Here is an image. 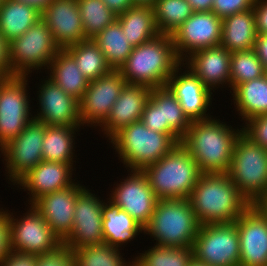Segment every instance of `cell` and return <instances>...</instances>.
Wrapping results in <instances>:
<instances>
[{
    "mask_svg": "<svg viewBox=\"0 0 267 266\" xmlns=\"http://www.w3.org/2000/svg\"><path fill=\"white\" fill-rule=\"evenodd\" d=\"M188 199L200 225L233 223L251 206L228 173H201Z\"/></svg>",
    "mask_w": 267,
    "mask_h": 266,
    "instance_id": "obj_1",
    "label": "cell"
},
{
    "mask_svg": "<svg viewBox=\"0 0 267 266\" xmlns=\"http://www.w3.org/2000/svg\"><path fill=\"white\" fill-rule=\"evenodd\" d=\"M236 128L216 117L193 121L181 144L201 173H228L235 141L242 133V128Z\"/></svg>",
    "mask_w": 267,
    "mask_h": 266,
    "instance_id": "obj_2",
    "label": "cell"
},
{
    "mask_svg": "<svg viewBox=\"0 0 267 266\" xmlns=\"http://www.w3.org/2000/svg\"><path fill=\"white\" fill-rule=\"evenodd\" d=\"M181 64L172 36L159 34L156 38L133 47L119 71L127 84L153 89L166 86L168 79Z\"/></svg>",
    "mask_w": 267,
    "mask_h": 266,
    "instance_id": "obj_3",
    "label": "cell"
},
{
    "mask_svg": "<svg viewBox=\"0 0 267 266\" xmlns=\"http://www.w3.org/2000/svg\"><path fill=\"white\" fill-rule=\"evenodd\" d=\"M107 142L128 170H143L181 143L174 135L149 129L142 121L121 128Z\"/></svg>",
    "mask_w": 267,
    "mask_h": 266,
    "instance_id": "obj_4",
    "label": "cell"
},
{
    "mask_svg": "<svg viewBox=\"0 0 267 266\" xmlns=\"http://www.w3.org/2000/svg\"><path fill=\"white\" fill-rule=\"evenodd\" d=\"M142 171L158 199H188L201 175L196 161L181 143Z\"/></svg>",
    "mask_w": 267,
    "mask_h": 266,
    "instance_id": "obj_5",
    "label": "cell"
},
{
    "mask_svg": "<svg viewBox=\"0 0 267 266\" xmlns=\"http://www.w3.org/2000/svg\"><path fill=\"white\" fill-rule=\"evenodd\" d=\"M199 227L189 199H159L143 234L158 246L193 247Z\"/></svg>",
    "mask_w": 267,
    "mask_h": 266,
    "instance_id": "obj_6",
    "label": "cell"
},
{
    "mask_svg": "<svg viewBox=\"0 0 267 266\" xmlns=\"http://www.w3.org/2000/svg\"><path fill=\"white\" fill-rule=\"evenodd\" d=\"M228 175L239 192L254 205L267 193V150L241 133L234 144Z\"/></svg>",
    "mask_w": 267,
    "mask_h": 266,
    "instance_id": "obj_7",
    "label": "cell"
},
{
    "mask_svg": "<svg viewBox=\"0 0 267 266\" xmlns=\"http://www.w3.org/2000/svg\"><path fill=\"white\" fill-rule=\"evenodd\" d=\"M59 50L48 26L40 19L22 36L9 43L13 76L31 77V73L36 70L42 72L43 69H48L50 61Z\"/></svg>",
    "mask_w": 267,
    "mask_h": 266,
    "instance_id": "obj_8",
    "label": "cell"
},
{
    "mask_svg": "<svg viewBox=\"0 0 267 266\" xmlns=\"http://www.w3.org/2000/svg\"><path fill=\"white\" fill-rule=\"evenodd\" d=\"M194 259L208 266H239L240 244L236 223L202 224L194 245Z\"/></svg>",
    "mask_w": 267,
    "mask_h": 266,
    "instance_id": "obj_9",
    "label": "cell"
},
{
    "mask_svg": "<svg viewBox=\"0 0 267 266\" xmlns=\"http://www.w3.org/2000/svg\"><path fill=\"white\" fill-rule=\"evenodd\" d=\"M27 212L17 218L9 211L11 249L30 255L55 252L63 242L46 223L42 215L29 205Z\"/></svg>",
    "mask_w": 267,
    "mask_h": 266,
    "instance_id": "obj_10",
    "label": "cell"
},
{
    "mask_svg": "<svg viewBox=\"0 0 267 266\" xmlns=\"http://www.w3.org/2000/svg\"><path fill=\"white\" fill-rule=\"evenodd\" d=\"M28 78L13 76L0 86V149L34 119L27 90Z\"/></svg>",
    "mask_w": 267,
    "mask_h": 266,
    "instance_id": "obj_11",
    "label": "cell"
},
{
    "mask_svg": "<svg viewBox=\"0 0 267 266\" xmlns=\"http://www.w3.org/2000/svg\"><path fill=\"white\" fill-rule=\"evenodd\" d=\"M45 130L46 125L33 119L16 138L0 149L9 184L12 182L14 186L22 176L43 161Z\"/></svg>",
    "mask_w": 267,
    "mask_h": 266,
    "instance_id": "obj_12",
    "label": "cell"
},
{
    "mask_svg": "<svg viewBox=\"0 0 267 266\" xmlns=\"http://www.w3.org/2000/svg\"><path fill=\"white\" fill-rule=\"evenodd\" d=\"M127 171L128 176L123 177L119 184L116 182L107 199L127 212L144 229L159 199L142 170Z\"/></svg>",
    "mask_w": 267,
    "mask_h": 266,
    "instance_id": "obj_13",
    "label": "cell"
},
{
    "mask_svg": "<svg viewBox=\"0 0 267 266\" xmlns=\"http://www.w3.org/2000/svg\"><path fill=\"white\" fill-rule=\"evenodd\" d=\"M141 121L149 129L174 135L180 141L191 125L179 101L167 86L151 90Z\"/></svg>",
    "mask_w": 267,
    "mask_h": 266,
    "instance_id": "obj_14",
    "label": "cell"
},
{
    "mask_svg": "<svg viewBox=\"0 0 267 266\" xmlns=\"http://www.w3.org/2000/svg\"><path fill=\"white\" fill-rule=\"evenodd\" d=\"M125 84L126 81L119 70H112L96 80L89 81L88 88L79 101L83 127L97 129L106 121Z\"/></svg>",
    "mask_w": 267,
    "mask_h": 266,
    "instance_id": "obj_15",
    "label": "cell"
},
{
    "mask_svg": "<svg viewBox=\"0 0 267 266\" xmlns=\"http://www.w3.org/2000/svg\"><path fill=\"white\" fill-rule=\"evenodd\" d=\"M222 19L212 11L194 12L172 34L178 58L183 61L193 52L220 46Z\"/></svg>",
    "mask_w": 267,
    "mask_h": 266,
    "instance_id": "obj_16",
    "label": "cell"
},
{
    "mask_svg": "<svg viewBox=\"0 0 267 266\" xmlns=\"http://www.w3.org/2000/svg\"><path fill=\"white\" fill-rule=\"evenodd\" d=\"M87 187L77 196L71 233L62 241L73 251L82 246L104 242L102 209L105 200ZM100 198V199H99Z\"/></svg>",
    "mask_w": 267,
    "mask_h": 266,
    "instance_id": "obj_17",
    "label": "cell"
},
{
    "mask_svg": "<svg viewBox=\"0 0 267 266\" xmlns=\"http://www.w3.org/2000/svg\"><path fill=\"white\" fill-rule=\"evenodd\" d=\"M38 89L36 99L39 100V109L33 115L34 120L44 125L83 126L79 100L64 92L48 76L43 78Z\"/></svg>",
    "mask_w": 267,
    "mask_h": 266,
    "instance_id": "obj_18",
    "label": "cell"
},
{
    "mask_svg": "<svg viewBox=\"0 0 267 266\" xmlns=\"http://www.w3.org/2000/svg\"><path fill=\"white\" fill-rule=\"evenodd\" d=\"M166 86L177 98L184 114L191 122L213 117L209 113L212 107L213 92L188 68H185V65L181 64L173 72ZM208 110L209 112H207Z\"/></svg>",
    "mask_w": 267,
    "mask_h": 266,
    "instance_id": "obj_19",
    "label": "cell"
},
{
    "mask_svg": "<svg viewBox=\"0 0 267 266\" xmlns=\"http://www.w3.org/2000/svg\"><path fill=\"white\" fill-rule=\"evenodd\" d=\"M239 266H267V218L251 205L236 221Z\"/></svg>",
    "mask_w": 267,
    "mask_h": 266,
    "instance_id": "obj_20",
    "label": "cell"
},
{
    "mask_svg": "<svg viewBox=\"0 0 267 266\" xmlns=\"http://www.w3.org/2000/svg\"><path fill=\"white\" fill-rule=\"evenodd\" d=\"M80 184L77 180L72 186L43 195L32 204L61 241L73 228L77 196L86 188Z\"/></svg>",
    "mask_w": 267,
    "mask_h": 266,
    "instance_id": "obj_21",
    "label": "cell"
},
{
    "mask_svg": "<svg viewBox=\"0 0 267 266\" xmlns=\"http://www.w3.org/2000/svg\"><path fill=\"white\" fill-rule=\"evenodd\" d=\"M41 20L60 49L86 40L77 0H52L41 12Z\"/></svg>",
    "mask_w": 267,
    "mask_h": 266,
    "instance_id": "obj_22",
    "label": "cell"
},
{
    "mask_svg": "<svg viewBox=\"0 0 267 266\" xmlns=\"http://www.w3.org/2000/svg\"><path fill=\"white\" fill-rule=\"evenodd\" d=\"M74 169L76 168L73 164L42 161L22 176L14 186L17 185L28 193L27 201L32 205L43 195L72 186L76 180L72 179L75 175Z\"/></svg>",
    "mask_w": 267,
    "mask_h": 266,
    "instance_id": "obj_23",
    "label": "cell"
},
{
    "mask_svg": "<svg viewBox=\"0 0 267 266\" xmlns=\"http://www.w3.org/2000/svg\"><path fill=\"white\" fill-rule=\"evenodd\" d=\"M230 55L222 46L204 48L190 54L182 64L215 92L218 88H230Z\"/></svg>",
    "mask_w": 267,
    "mask_h": 266,
    "instance_id": "obj_24",
    "label": "cell"
},
{
    "mask_svg": "<svg viewBox=\"0 0 267 266\" xmlns=\"http://www.w3.org/2000/svg\"><path fill=\"white\" fill-rule=\"evenodd\" d=\"M151 90L142 85L125 84L108 118L99 127L108 140L121 128L141 121Z\"/></svg>",
    "mask_w": 267,
    "mask_h": 266,
    "instance_id": "obj_25",
    "label": "cell"
},
{
    "mask_svg": "<svg viewBox=\"0 0 267 266\" xmlns=\"http://www.w3.org/2000/svg\"><path fill=\"white\" fill-rule=\"evenodd\" d=\"M102 217L104 242L118 249L144 233V229L127 212L108 199L104 201Z\"/></svg>",
    "mask_w": 267,
    "mask_h": 266,
    "instance_id": "obj_26",
    "label": "cell"
},
{
    "mask_svg": "<svg viewBox=\"0 0 267 266\" xmlns=\"http://www.w3.org/2000/svg\"><path fill=\"white\" fill-rule=\"evenodd\" d=\"M256 37L253 8L222 19L220 46L230 53L253 49Z\"/></svg>",
    "mask_w": 267,
    "mask_h": 266,
    "instance_id": "obj_27",
    "label": "cell"
},
{
    "mask_svg": "<svg viewBox=\"0 0 267 266\" xmlns=\"http://www.w3.org/2000/svg\"><path fill=\"white\" fill-rule=\"evenodd\" d=\"M45 71L64 92L79 101L82 99L88 88L89 80L81 73L75 60L64 49L57 52Z\"/></svg>",
    "mask_w": 267,
    "mask_h": 266,
    "instance_id": "obj_28",
    "label": "cell"
},
{
    "mask_svg": "<svg viewBox=\"0 0 267 266\" xmlns=\"http://www.w3.org/2000/svg\"><path fill=\"white\" fill-rule=\"evenodd\" d=\"M83 126L46 125L42 145V158L47 162L76 164L75 139ZM77 132V133H76ZM76 135V137H75Z\"/></svg>",
    "mask_w": 267,
    "mask_h": 266,
    "instance_id": "obj_29",
    "label": "cell"
},
{
    "mask_svg": "<svg viewBox=\"0 0 267 266\" xmlns=\"http://www.w3.org/2000/svg\"><path fill=\"white\" fill-rule=\"evenodd\" d=\"M233 91V92H232ZM234 107L242 122L267 114V75L244 82L232 90Z\"/></svg>",
    "mask_w": 267,
    "mask_h": 266,
    "instance_id": "obj_30",
    "label": "cell"
},
{
    "mask_svg": "<svg viewBox=\"0 0 267 266\" xmlns=\"http://www.w3.org/2000/svg\"><path fill=\"white\" fill-rule=\"evenodd\" d=\"M41 19V12L26 3L4 0L0 6V32L10 43Z\"/></svg>",
    "mask_w": 267,
    "mask_h": 266,
    "instance_id": "obj_31",
    "label": "cell"
},
{
    "mask_svg": "<svg viewBox=\"0 0 267 266\" xmlns=\"http://www.w3.org/2000/svg\"><path fill=\"white\" fill-rule=\"evenodd\" d=\"M117 20L122 31L125 32L128 42L133 47L146 43L160 34L151 6L134 5L117 15Z\"/></svg>",
    "mask_w": 267,
    "mask_h": 266,
    "instance_id": "obj_32",
    "label": "cell"
},
{
    "mask_svg": "<svg viewBox=\"0 0 267 266\" xmlns=\"http://www.w3.org/2000/svg\"><path fill=\"white\" fill-rule=\"evenodd\" d=\"M92 40L103 52L113 70L120 69L133 49L117 19L93 37Z\"/></svg>",
    "mask_w": 267,
    "mask_h": 266,
    "instance_id": "obj_33",
    "label": "cell"
},
{
    "mask_svg": "<svg viewBox=\"0 0 267 266\" xmlns=\"http://www.w3.org/2000/svg\"><path fill=\"white\" fill-rule=\"evenodd\" d=\"M64 50L75 60L77 67L89 81L96 80L113 70L92 39L68 46Z\"/></svg>",
    "mask_w": 267,
    "mask_h": 266,
    "instance_id": "obj_34",
    "label": "cell"
},
{
    "mask_svg": "<svg viewBox=\"0 0 267 266\" xmlns=\"http://www.w3.org/2000/svg\"><path fill=\"white\" fill-rule=\"evenodd\" d=\"M149 250L137 253L133 266H189L194 260L193 247L153 245ZM140 254V255H139Z\"/></svg>",
    "mask_w": 267,
    "mask_h": 266,
    "instance_id": "obj_35",
    "label": "cell"
},
{
    "mask_svg": "<svg viewBox=\"0 0 267 266\" xmlns=\"http://www.w3.org/2000/svg\"><path fill=\"white\" fill-rule=\"evenodd\" d=\"M120 250L103 242L82 246L71 252L75 266H133L132 260L127 262Z\"/></svg>",
    "mask_w": 267,
    "mask_h": 266,
    "instance_id": "obj_36",
    "label": "cell"
},
{
    "mask_svg": "<svg viewBox=\"0 0 267 266\" xmlns=\"http://www.w3.org/2000/svg\"><path fill=\"white\" fill-rule=\"evenodd\" d=\"M154 19L160 34L171 35L194 10L187 0H156Z\"/></svg>",
    "mask_w": 267,
    "mask_h": 266,
    "instance_id": "obj_37",
    "label": "cell"
},
{
    "mask_svg": "<svg viewBox=\"0 0 267 266\" xmlns=\"http://www.w3.org/2000/svg\"><path fill=\"white\" fill-rule=\"evenodd\" d=\"M77 5L86 39H92L117 19L102 0H77Z\"/></svg>",
    "mask_w": 267,
    "mask_h": 266,
    "instance_id": "obj_38",
    "label": "cell"
},
{
    "mask_svg": "<svg viewBox=\"0 0 267 266\" xmlns=\"http://www.w3.org/2000/svg\"><path fill=\"white\" fill-rule=\"evenodd\" d=\"M263 75H265V69L253 49L231 53L230 92L236 86Z\"/></svg>",
    "mask_w": 267,
    "mask_h": 266,
    "instance_id": "obj_39",
    "label": "cell"
},
{
    "mask_svg": "<svg viewBox=\"0 0 267 266\" xmlns=\"http://www.w3.org/2000/svg\"><path fill=\"white\" fill-rule=\"evenodd\" d=\"M242 124V133L267 150V114L253 117Z\"/></svg>",
    "mask_w": 267,
    "mask_h": 266,
    "instance_id": "obj_40",
    "label": "cell"
},
{
    "mask_svg": "<svg viewBox=\"0 0 267 266\" xmlns=\"http://www.w3.org/2000/svg\"><path fill=\"white\" fill-rule=\"evenodd\" d=\"M255 0H214L212 12L220 19L253 8Z\"/></svg>",
    "mask_w": 267,
    "mask_h": 266,
    "instance_id": "obj_41",
    "label": "cell"
},
{
    "mask_svg": "<svg viewBox=\"0 0 267 266\" xmlns=\"http://www.w3.org/2000/svg\"><path fill=\"white\" fill-rule=\"evenodd\" d=\"M36 266H75L71 250L64 245L55 252L37 256Z\"/></svg>",
    "mask_w": 267,
    "mask_h": 266,
    "instance_id": "obj_42",
    "label": "cell"
},
{
    "mask_svg": "<svg viewBox=\"0 0 267 266\" xmlns=\"http://www.w3.org/2000/svg\"><path fill=\"white\" fill-rule=\"evenodd\" d=\"M11 251L9 210L0 207V262Z\"/></svg>",
    "mask_w": 267,
    "mask_h": 266,
    "instance_id": "obj_43",
    "label": "cell"
},
{
    "mask_svg": "<svg viewBox=\"0 0 267 266\" xmlns=\"http://www.w3.org/2000/svg\"><path fill=\"white\" fill-rule=\"evenodd\" d=\"M36 264V255L20 253L14 250H12L0 262V266H36Z\"/></svg>",
    "mask_w": 267,
    "mask_h": 266,
    "instance_id": "obj_44",
    "label": "cell"
},
{
    "mask_svg": "<svg viewBox=\"0 0 267 266\" xmlns=\"http://www.w3.org/2000/svg\"><path fill=\"white\" fill-rule=\"evenodd\" d=\"M253 12L257 33L267 34V0H255Z\"/></svg>",
    "mask_w": 267,
    "mask_h": 266,
    "instance_id": "obj_45",
    "label": "cell"
},
{
    "mask_svg": "<svg viewBox=\"0 0 267 266\" xmlns=\"http://www.w3.org/2000/svg\"><path fill=\"white\" fill-rule=\"evenodd\" d=\"M0 77H13L10 59H9V42L0 32Z\"/></svg>",
    "mask_w": 267,
    "mask_h": 266,
    "instance_id": "obj_46",
    "label": "cell"
},
{
    "mask_svg": "<svg viewBox=\"0 0 267 266\" xmlns=\"http://www.w3.org/2000/svg\"><path fill=\"white\" fill-rule=\"evenodd\" d=\"M253 51L262 62L264 69H267V34L257 33Z\"/></svg>",
    "mask_w": 267,
    "mask_h": 266,
    "instance_id": "obj_47",
    "label": "cell"
},
{
    "mask_svg": "<svg viewBox=\"0 0 267 266\" xmlns=\"http://www.w3.org/2000/svg\"><path fill=\"white\" fill-rule=\"evenodd\" d=\"M110 10L115 14L125 12L130 7L134 6L132 0H102Z\"/></svg>",
    "mask_w": 267,
    "mask_h": 266,
    "instance_id": "obj_48",
    "label": "cell"
},
{
    "mask_svg": "<svg viewBox=\"0 0 267 266\" xmlns=\"http://www.w3.org/2000/svg\"><path fill=\"white\" fill-rule=\"evenodd\" d=\"M194 12H209L214 0H187Z\"/></svg>",
    "mask_w": 267,
    "mask_h": 266,
    "instance_id": "obj_49",
    "label": "cell"
},
{
    "mask_svg": "<svg viewBox=\"0 0 267 266\" xmlns=\"http://www.w3.org/2000/svg\"><path fill=\"white\" fill-rule=\"evenodd\" d=\"M16 1L29 4L37 8L40 12H42L51 3L52 0H16Z\"/></svg>",
    "mask_w": 267,
    "mask_h": 266,
    "instance_id": "obj_50",
    "label": "cell"
},
{
    "mask_svg": "<svg viewBox=\"0 0 267 266\" xmlns=\"http://www.w3.org/2000/svg\"><path fill=\"white\" fill-rule=\"evenodd\" d=\"M254 205L267 218V193L263 195Z\"/></svg>",
    "mask_w": 267,
    "mask_h": 266,
    "instance_id": "obj_51",
    "label": "cell"
},
{
    "mask_svg": "<svg viewBox=\"0 0 267 266\" xmlns=\"http://www.w3.org/2000/svg\"><path fill=\"white\" fill-rule=\"evenodd\" d=\"M134 5L153 6L156 0H132Z\"/></svg>",
    "mask_w": 267,
    "mask_h": 266,
    "instance_id": "obj_52",
    "label": "cell"
},
{
    "mask_svg": "<svg viewBox=\"0 0 267 266\" xmlns=\"http://www.w3.org/2000/svg\"><path fill=\"white\" fill-rule=\"evenodd\" d=\"M189 266H208V265H205L203 263H200L198 261H196L195 259L190 263Z\"/></svg>",
    "mask_w": 267,
    "mask_h": 266,
    "instance_id": "obj_53",
    "label": "cell"
},
{
    "mask_svg": "<svg viewBox=\"0 0 267 266\" xmlns=\"http://www.w3.org/2000/svg\"><path fill=\"white\" fill-rule=\"evenodd\" d=\"M6 79H7V78L0 77V86H1V84H2Z\"/></svg>",
    "mask_w": 267,
    "mask_h": 266,
    "instance_id": "obj_54",
    "label": "cell"
}]
</instances>
